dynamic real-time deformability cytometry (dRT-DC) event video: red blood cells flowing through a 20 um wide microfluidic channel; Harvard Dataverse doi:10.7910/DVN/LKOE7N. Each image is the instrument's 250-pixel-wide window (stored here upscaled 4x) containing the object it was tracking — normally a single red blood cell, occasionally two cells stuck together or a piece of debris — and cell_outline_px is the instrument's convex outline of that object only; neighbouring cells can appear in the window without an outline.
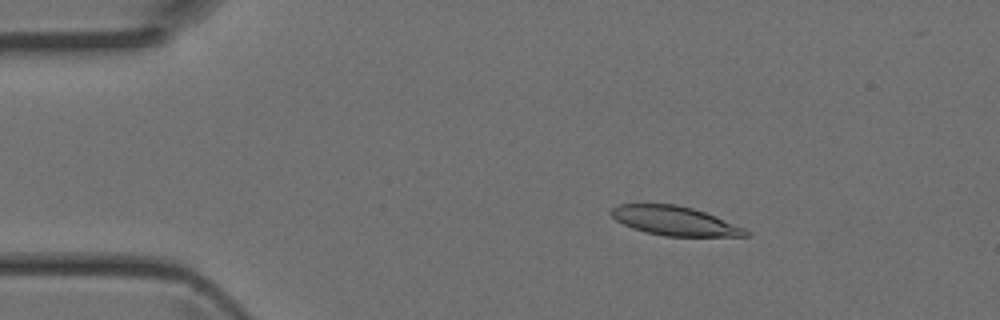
{"species": "Egyptian fruit bat (a non-hibernating species)", "species_latin": "Rousettus aegyptiacus", "temperature_condition": "room temperature", "stored_images_in_passage": 4, "camera_frame_rate_fps": 3000, "um_per_image_px": 0.085, "animal": {"sex": "female"}, "frame": {"image": 1, "passage_image": 2, "time_ms": 0.333, "image_size_px": [1000, 320], "cell_outline_px": [[748, 236], [664, 236], [632, 228], [616, 220], [612, 216], [612, 208], [620, 204], [676, 204], [692, 208], [704, 212], [744, 228], [748, 232]], "centroid_in_image_um": [57.33, 18.77], "position_along_channel_um": 27.7, "area_um2": 22.37}}
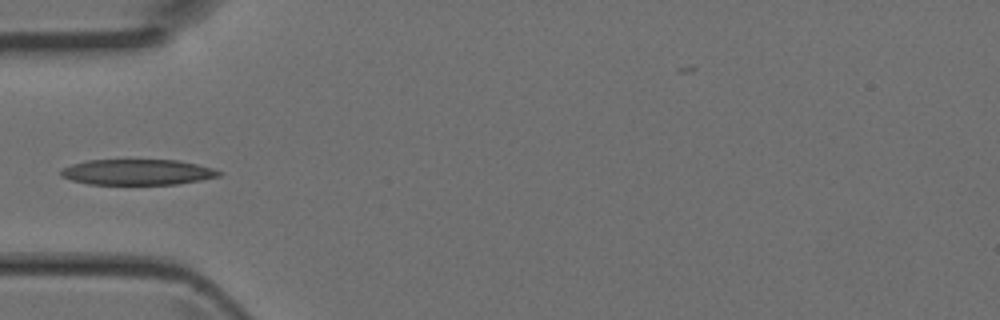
{"frame": {"image": 2, "passage_image": 4, "time_ms": 1.0, "image_size_px": [1000, 320], "cell_outline_px": [[224, 172], [220, 176], [200, 180], [176, 184], [88, 184], [72, 180], [60, 176], [60, 172], [64, 168], [72, 164], [88, 160], [180, 160], [212, 168]], "centroid_in_image_um": [11.7, 14.63], "position_along_channel_um": 73.3, "area_um2": 23.52}}